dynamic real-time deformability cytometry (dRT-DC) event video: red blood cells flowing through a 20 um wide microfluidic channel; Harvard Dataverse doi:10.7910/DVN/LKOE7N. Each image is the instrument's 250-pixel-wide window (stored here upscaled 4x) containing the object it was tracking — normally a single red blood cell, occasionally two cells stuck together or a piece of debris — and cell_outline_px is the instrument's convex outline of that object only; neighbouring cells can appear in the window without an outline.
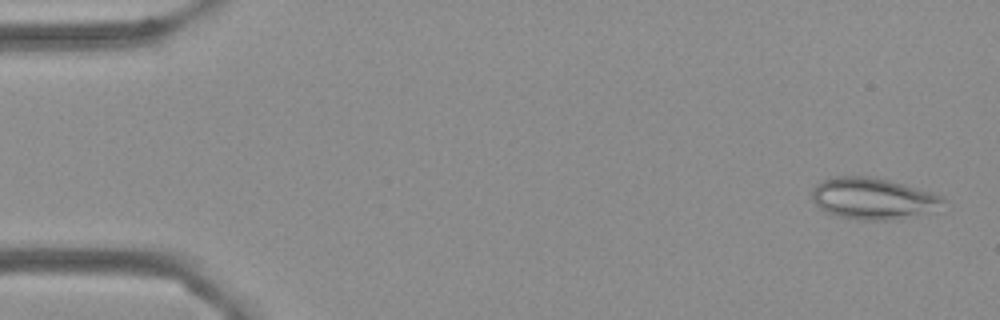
{"species": "Egyptian fruit bat (a non-hibernating species)", "species_latin": "Rousettus aegyptiacus", "temperature_condition": "cold", "stored_images_in_passage": 5, "camera_frame_rate_fps": 3000, "um_per_image_px": 0.085, "frame": {"image": 1, "passage_image": 1, "time_ms": 0.0, "image_size_px": [1000, 320], "cell_outline_px": [[944, 200], [928, 212], [884, 220], [860, 220], [840, 216], [828, 212], [820, 208], [812, 200], [812, 192], [816, 184], [832, 176], [872, 176], [904, 184], [944, 196]], "centroid_in_image_um": [74.13, 16.84], "position_along_channel_um": 10.9, "area_um2": 30.98}}